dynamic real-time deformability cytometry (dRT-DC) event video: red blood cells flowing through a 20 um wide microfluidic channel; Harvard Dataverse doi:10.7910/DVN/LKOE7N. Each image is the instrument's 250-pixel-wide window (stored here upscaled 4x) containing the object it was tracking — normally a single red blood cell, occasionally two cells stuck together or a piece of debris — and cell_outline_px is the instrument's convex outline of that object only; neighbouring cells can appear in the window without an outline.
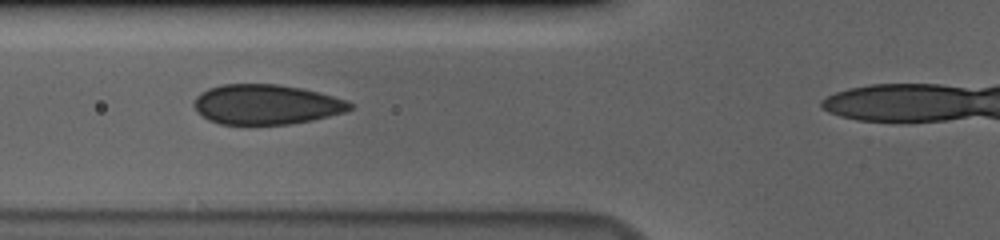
{"species": "human", "species_latin": "Homo sapiens", "temperature_condition": "cold", "stored_images_in_passage": 39, "camera_frame_rate_fps": 3000, "um_per_image_px": 0.085, "donor": {"sex": "male"}, "frame": {"image": 1, "passage_image": 12, "time_ms": 3.667, "image_size_px": [1000, 240], "cell_outline_px": [[356, 104], [352, 108], [344, 112], [312, 120], [288, 124], [220, 124], [208, 120], [196, 112], [192, 104], [196, 96], [200, 92], [208, 88], [220, 84], [276, 84], [300, 88], [348, 100]], "centroid_in_image_um": [22.59, 8.88], "position_along_channel_um": 103.2, "area_um2": 36.41}}
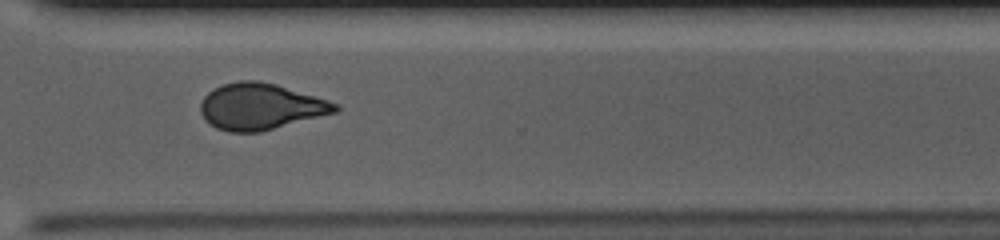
{"frame": {"image": 2, "passage_image": 32, "time_ms": 10.333, "image_size_px": [1000, 240], "cell_outline_px": [[340, 108], [336, 112], [260, 132], [232, 132], [216, 128], [204, 120], [200, 112], [200, 104], [204, 96], [208, 92], [224, 84], [240, 80], [256, 80], [276, 84], [328, 100], [336, 104]], "centroid_in_image_um": [22.11, 9.06], "position_along_channel_um": 348.5, "area_um2": 36.13}}
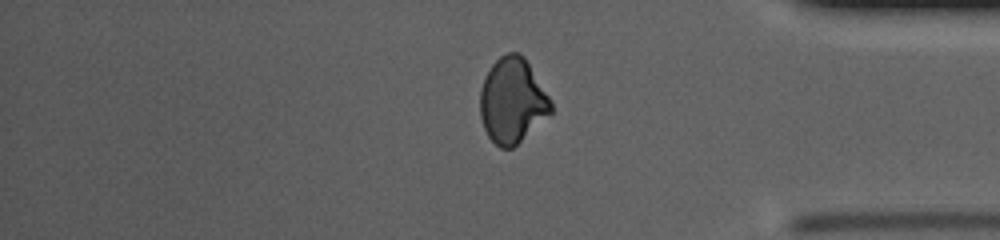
{"frame": {"image": 3, "passage_image": 37, "time_ms": 12.0, "image_size_px": [1000, 240], "cell_outline_px": [[552, 112], [512, 148], [500, 148], [488, 136], [484, 128], [480, 116], [480, 88], [492, 64], [500, 56], [508, 52], [520, 52], [524, 56], [552, 100]], "centroid_in_image_um": [43.55, 8.53], "position_along_channel_um": 391.6, "area_um2": 35.03}}